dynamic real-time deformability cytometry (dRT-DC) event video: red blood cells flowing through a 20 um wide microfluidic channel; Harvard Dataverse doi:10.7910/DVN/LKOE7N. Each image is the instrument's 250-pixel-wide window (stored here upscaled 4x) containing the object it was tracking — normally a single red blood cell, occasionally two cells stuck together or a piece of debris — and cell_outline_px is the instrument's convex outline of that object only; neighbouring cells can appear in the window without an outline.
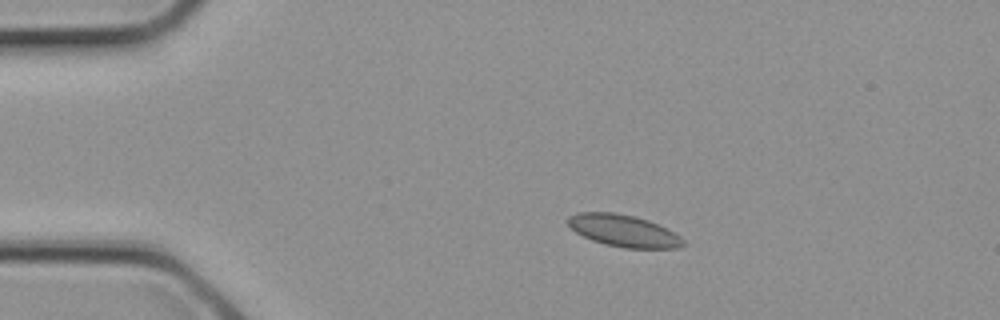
{"species": "common noctule bat (a hibernating species)", "species_latin": "Nyctalus noctula", "temperature_condition": "cold", "stored_images_in_passage": 2, "camera_frame_rate_fps": 3000, "um_per_image_px": 0.085, "animal": {"sex": "female", "body_mass_g": 21.9}, "frame": {"image": 1, "passage_image": 1, "time_ms": 0.0, "image_size_px": [1000, 320], "cell_outline_px": [[684, 244], [676, 248], [624, 248], [604, 244], [592, 240], [576, 232], [568, 224], [568, 216], [576, 212], [616, 212], [648, 220], [680, 236], [684, 240]], "centroid_in_image_um": [52.96, 19.61], "position_along_channel_um": 32.0, "area_um2": 21.21}}
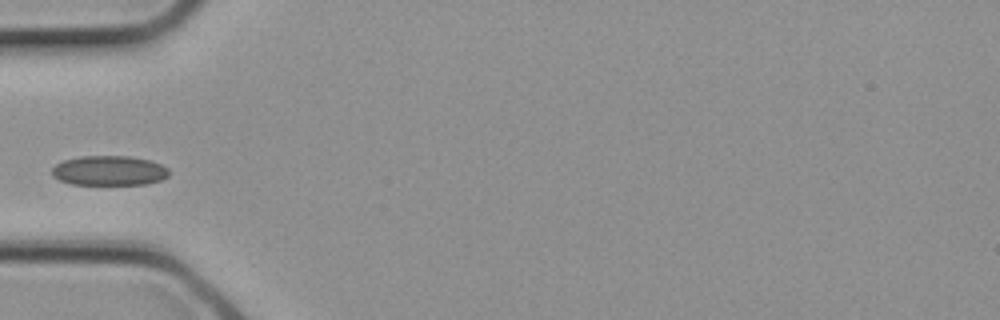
{"frame": {"image": 2, "passage_image": 2, "time_ms": 0.333, "image_size_px": [1000, 320], "cell_outline_px": [[168, 176], [160, 180], [148, 184], [72, 184], [60, 180], [52, 176], [52, 168], [56, 164], [64, 160], [80, 156], [132, 156], [148, 160], [160, 164], [168, 168]], "centroid_in_image_um": [9.27, 14.5], "position_along_channel_um": 75.7, "area_um2": 20.23}}